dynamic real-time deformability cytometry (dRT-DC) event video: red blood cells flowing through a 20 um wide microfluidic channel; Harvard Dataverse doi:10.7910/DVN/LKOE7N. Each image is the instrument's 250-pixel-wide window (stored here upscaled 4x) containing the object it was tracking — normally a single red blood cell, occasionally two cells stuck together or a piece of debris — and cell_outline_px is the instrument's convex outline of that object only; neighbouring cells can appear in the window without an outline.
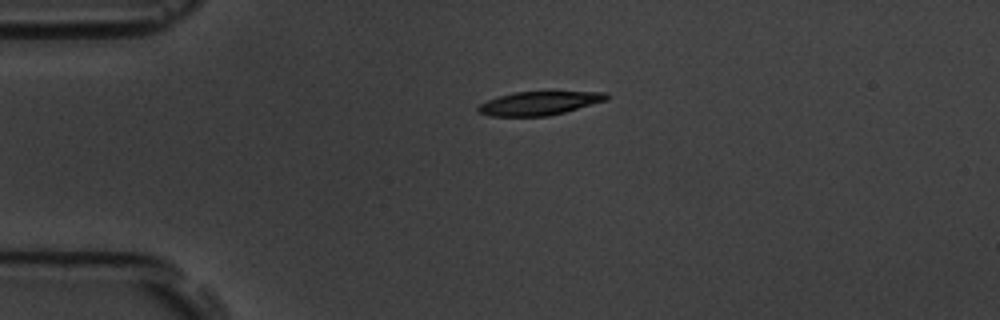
{"species": "common noctule bat (a hibernating species)", "species_latin": "Nyctalus noctula", "temperature_condition": "room temperature", "stored_images_in_passage": 1, "camera_frame_rate_fps": 3000, "um_per_image_px": 0.085, "animal": {"sex": "male", "body_mass_g": 19.5, "forearm_length_mm": 54.6}, "frame": {"image": 1, "passage_image": 1, "time_ms": 0.0, "image_size_px": [1000, 320], "cell_outline_px": [[608, 100], [564, 112], [548, 116], [492, 116], [480, 112], [476, 108], [480, 104], [488, 100], [512, 92], [608, 92]], "centroid_in_image_um": [45.85, 8.77], "position_along_channel_um": 39.1, "area_um2": 17.46}}